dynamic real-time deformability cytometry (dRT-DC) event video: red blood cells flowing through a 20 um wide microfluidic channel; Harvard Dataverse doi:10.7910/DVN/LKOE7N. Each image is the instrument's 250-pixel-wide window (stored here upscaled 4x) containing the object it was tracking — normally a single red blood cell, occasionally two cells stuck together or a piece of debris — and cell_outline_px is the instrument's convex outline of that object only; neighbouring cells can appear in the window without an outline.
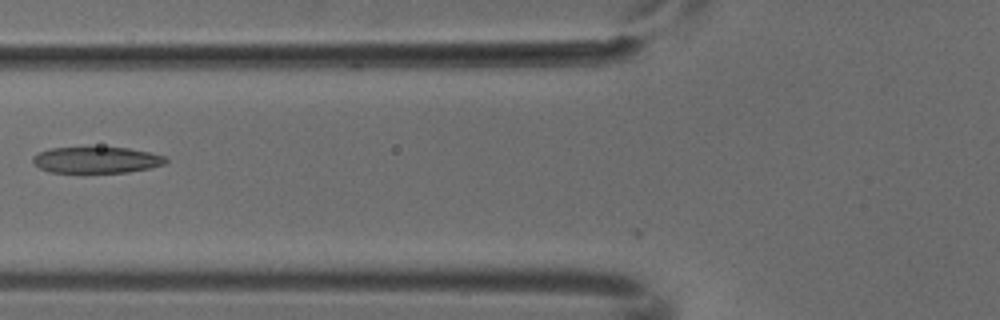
{"species": "common noctule bat (a hibernating species)", "species_latin": "Nyctalus noctula", "temperature_condition": "cold", "stored_images_in_passage": 3, "camera_frame_rate_fps": 3000, "um_per_image_px": 0.085, "animal": {"sex": "male", "body_mass_g": 18.8}, "frame": {"image": 1, "passage_image": 2, "time_ms": 0.333, "image_size_px": [1000, 320], "cell_outline_px": [[168, 160], [164, 164], [152, 168], [128, 172], [48, 172], [32, 164], [32, 156], [40, 152], [52, 148], [128, 148], [148, 152], [164, 156]], "centroid_in_image_um": [8.19, 13.61], "position_along_channel_um": 117.6, "area_um2": 20.17}}
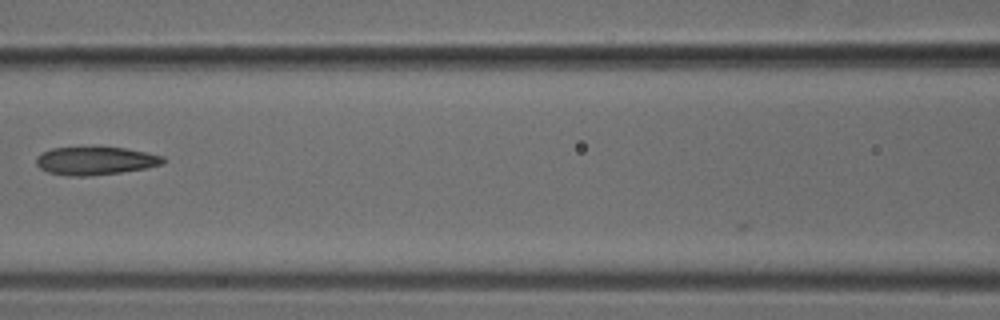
{"frame": {"image": 2, "passage_image": 3, "time_ms": 0.667, "image_size_px": [1000, 320], "cell_outline_px": [[164, 164], [148, 168], [120, 172], [88, 176], [68, 176], [48, 172], [40, 168], [36, 164], [36, 156], [52, 148], [124, 148], [164, 156]], "centroid_in_image_um": [8.11, 13.68], "position_along_channel_um": 158.5, "area_um2": 20.52}}